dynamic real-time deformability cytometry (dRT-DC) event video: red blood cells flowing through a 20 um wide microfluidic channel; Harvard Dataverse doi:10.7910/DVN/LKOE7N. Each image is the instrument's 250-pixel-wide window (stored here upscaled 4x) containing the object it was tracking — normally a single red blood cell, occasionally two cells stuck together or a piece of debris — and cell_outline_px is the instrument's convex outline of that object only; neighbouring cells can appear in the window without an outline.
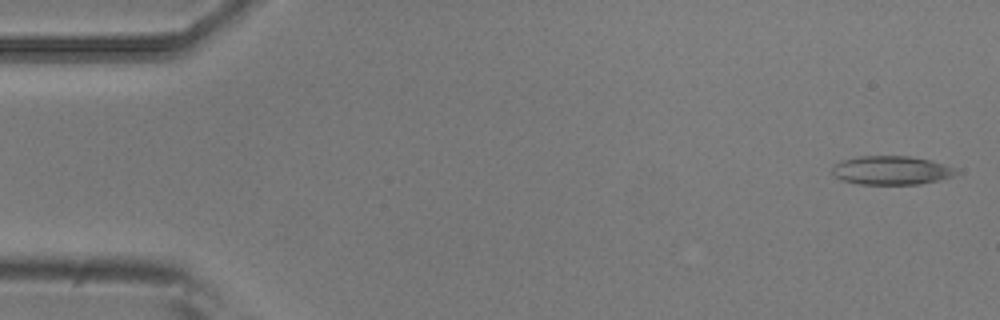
{"species": "common noctule bat (a hibernating species)", "species_latin": "Nyctalus noctula", "temperature_condition": "room temperature", "stored_images_in_passage": 5, "camera_frame_rate_fps": 3000, "um_per_image_px": 0.085, "animal": {"sex": "male", "body_mass_g": 20.5, "forearm_length_mm": 52.5}, "frame": {"image": 1, "passage_image": 1, "time_ms": 0.0, "image_size_px": [1000, 320], "cell_outline_px": [[960, 172], [952, 176], [920, 184], [860, 184], [844, 180], [836, 176], [832, 172], [832, 168], [840, 160], [856, 156], [908, 156], [932, 160], [952, 168]], "centroid_in_image_um": [75.74, 14.47], "position_along_channel_um": 9.3, "area_um2": 20.52}}
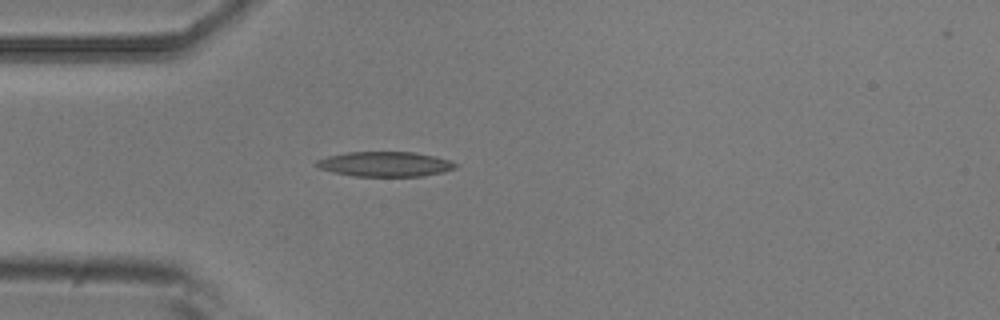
{"frame": {"image": 2, "passage_image": 4, "time_ms": 1.0, "image_size_px": [1000, 320], "cell_outline_px": [[456, 168], [444, 172], [424, 176], [356, 176], [332, 172], [320, 168], [312, 164], [316, 160], [328, 156], [348, 152], [412, 152], [436, 156], [452, 160], [456, 164]], "centroid_in_image_um": [32.74, 13.95], "position_along_channel_um": 52.3, "area_um2": 20.29}}